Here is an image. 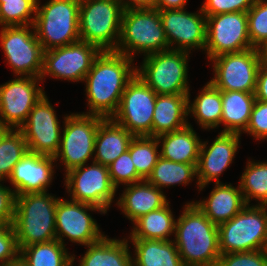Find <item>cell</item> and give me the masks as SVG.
Wrapping results in <instances>:
<instances>
[{"label":"cell","instance_id":"obj_1","mask_svg":"<svg viewBox=\"0 0 267 266\" xmlns=\"http://www.w3.org/2000/svg\"><path fill=\"white\" fill-rule=\"evenodd\" d=\"M133 61L115 51L100 52L84 79L89 111L82 114L105 119L116 114L127 84L136 75Z\"/></svg>","mask_w":267,"mask_h":266},{"label":"cell","instance_id":"obj_2","mask_svg":"<svg viewBox=\"0 0 267 266\" xmlns=\"http://www.w3.org/2000/svg\"><path fill=\"white\" fill-rule=\"evenodd\" d=\"M174 243L184 266H216L220 257L218 226L193 202L175 223Z\"/></svg>","mask_w":267,"mask_h":266},{"label":"cell","instance_id":"obj_3","mask_svg":"<svg viewBox=\"0 0 267 266\" xmlns=\"http://www.w3.org/2000/svg\"><path fill=\"white\" fill-rule=\"evenodd\" d=\"M58 199L47 192L16 196L13 227L19 251L25 246L57 239L55 213Z\"/></svg>","mask_w":267,"mask_h":266},{"label":"cell","instance_id":"obj_4","mask_svg":"<svg viewBox=\"0 0 267 266\" xmlns=\"http://www.w3.org/2000/svg\"><path fill=\"white\" fill-rule=\"evenodd\" d=\"M169 50L159 10H123L120 38L115 52L135 59ZM135 55V56H134Z\"/></svg>","mask_w":267,"mask_h":266},{"label":"cell","instance_id":"obj_5","mask_svg":"<svg viewBox=\"0 0 267 266\" xmlns=\"http://www.w3.org/2000/svg\"><path fill=\"white\" fill-rule=\"evenodd\" d=\"M37 0L34 30L43 50L69 45L80 40V0Z\"/></svg>","mask_w":267,"mask_h":266},{"label":"cell","instance_id":"obj_6","mask_svg":"<svg viewBox=\"0 0 267 266\" xmlns=\"http://www.w3.org/2000/svg\"><path fill=\"white\" fill-rule=\"evenodd\" d=\"M123 8L119 0H80V40L102 51H115Z\"/></svg>","mask_w":267,"mask_h":266},{"label":"cell","instance_id":"obj_7","mask_svg":"<svg viewBox=\"0 0 267 266\" xmlns=\"http://www.w3.org/2000/svg\"><path fill=\"white\" fill-rule=\"evenodd\" d=\"M220 254L267 249V206L246 205L218 225Z\"/></svg>","mask_w":267,"mask_h":266},{"label":"cell","instance_id":"obj_8","mask_svg":"<svg viewBox=\"0 0 267 266\" xmlns=\"http://www.w3.org/2000/svg\"><path fill=\"white\" fill-rule=\"evenodd\" d=\"M186 51L166 50L144 56L136 74L156 94H189L188 60Z\"/></svg>","mask_w":267,"mask_h":266},{"label":"cell","instance_id":"obj_9","mask_svg":"<svg viewBox=\"0 0 267 266\" xmlns=\"http://www.w3.org/2000/svg\"><path fill=\"white\" fill-rule=\"evenodd\" d=\"M63 118V134L54 159L62 162L67 173L93 159L98 127L105 118L81 113H71Z\"/></svg>","mask_w":267,"mask_h":266},{"label":"cell","instance_id":"obj_10","mask_svg":"<svg viewBox=\"0 0 267 266\" xmlns=\"http://www.w3.org/2000/svg\"><path fill=\"white\" fill-rule=\"evenodd\" d=\"M0 46L15 76L40 78L44 50L33 25L1 27Z\"/></svg>","mask_w":267,"mask_h":266},{"label":"cell","instance_id":"obj_11","mask_svg":"<svg viewBox=\"0 0 267 266\" xmlns=\"http://www.w3.org/2000/svg\"><path fill=\"white\" fill-rule=\"evenodd\" d=\"M262 58V50L257 48L218 55L210 59L214 70L210 82L221 91L255 93Z\"/></svg>","mask_w":267,"mask_h":266},{"label":"cell","instance_id":"obj_12","mask_svg":"<svg viewBox=\"0 0 267 266\" xmlns=\"http://www.w3.org/2000/svg\"><path fill=\"white\" fill-rule=\"evenodd\" d=\"M64 179L70 200L96 206L107 213L117 191L107 166L92 160L91 165L69 170Z\"/></svg>","mask_w":267,"mask_h":266},{"label":"cell","instance_id":"obj_13","mask_svg":"<svg viewBox=\"0 0 267 266\" xmlns=\"http://www.w3.org/2000/svg\"><path fill=\"white\" fill-rule=\"evenodd\" d=\"M157 94L137 74L127 84L112 119L134 137H152V121Z\"/></svg>","mask_w":267,"mask_h":266},{"label":"cell","instance_id":"obj_14","mask_svg":"<svg viewBox=\"0 0 267 266\" xmlns=\"http://www.w3.org/2000/svg\"><path fill=\"white\" fill-rule=\"evenodd\" d=\"M88 211L106 214L96 206L59 198L55 213L57 240L64 246H66L64 237L72 243L87 246L102 239L105 234L101 232L97 221Z\"/></svg>","mask_w":267,"mask_h":266},{"label":"cell","instance_id":"obj_15","mask_svg":"<svg viewBox=\"0 0 267 266\" xmlns=\"http://www.w3.org/2000/svg\"><path fill=\"white\" fill-rule=\"evenodd\" d=\"M100 50L85 41L44 51L41 81L46 76L72 82H84Z\"/></svg>","mask_w":267,"mask_h":266},{"label":"cell","instance_id":"obj_16","mask_svg":"<svg viewBox=\"0 0 267 266\" xmlns=\"http://www.w3.org/2000/svg\"><path fill=\"white\" fill-rule=\"evenodd\" d=\"M253 48L249 39L247 12L223 13L206 17L208 60Z\"/></svg>","mask_w":267,"mask_h":266},{"label":"cell","instance_id":"obj_17","mask_svg":"<svg viewBox=\"0 0 267 266\" xmlns=\"http://www.w3.org/2000/svg\"><path fill=\"white\" fill-rule=\"evenodd\" d=\"M40 78L18 76L0 85V122L19 129L37 102L45 95Z\"/></svg>","mask_w":267,"mask_h":266},{"label":"cell","instance_id":"obj_18","mask_svg":"<svg viewBox=\"0 0 267 266\" xmlns=\"http://www.w3.org/2000/svg\"><path fill=\"white\" fill-rule=\"evenodd\" d=\"M55 112L46 94L30 111L26 122L19 128L29 152L51 157L58 152L62 127Z\"/></svg>","mask_w":267,"mask_h":266},{"label":"cell","instance_id":"obj_19","mask_svg":"<svg viewBox=\"0 0 267 266\" xmlns=\"http://www.w3.org/2000/svg\"><path fill=\"white\" fill-rule=\"evenodd\" d=\"M169 49L192 53V49L205 50L206 16L186 9L159 10ZM175 46V47H174Z\"/></svg>","mask_w":267,"mask_h":266},{"label":"cell","instance_id":"obj_20","mask_svg":"<svg viewBox=\"0 0 267 266\" xmlns=\"http://www.w3.org/2000/svg\"><path fill=\"white\" fill-rule=\"evenodd\" d=\"M241 134L220 132L212 141H202L197 164L196 185L202 191L213 180L221 183L220 175L230 166L240 145ZM209 144V146H207Z\"/></svg>","mask_w":267,"mask_h":266},{"label":"cell","instance_id":"obj_21","mask_svg":"<svg viewBox=\"0 0 267 266\" xmlns=\"http://www.w3.org/2000/svg\"><path fill=\"white\" fill-rule=\"evenodd\" d=\"M56 160L51 156H43L27 152L14 166L8 182L13 185L17 195L35 192H47L54 179Z\"/></svg>","mask_w":267,"mask_h":266},{"label":"cell","instance_id":"obj_22","mask_svg":"<svg viewBox=\"0 0 267 266\" xmlns=\"http://www.w3.org/2000/svg\"><path fill=\"white\" fill-rule=\"evenodd\" d=\"M209 197L202 201H192L215 225L229 221L237 215L245 206L240 186H232L227 183H215Z\"/></svg>","mask_w":267,"mask_h":266},{"label":"cell","instance_id":"obj_23","mask_svg":"<svg viewBox=\"0 0 267 266\" xmlns=\"http://www.w3.org/2000/svg\"><path fill=\"white\" fill-rule=\"evenodd\" d=\"M169 201L162 190L142 180L126 185L116 205L132 223L142 215L160 209Z\"/></svg>","mask_w":267,"mask_h":266},{"label":"cell","instance_id":"obj_24","mask_svg":"<svg viewBox=\"0 0 267 266\" xmlns=\"http://www.w3.org/2000/svg\"><path fill=\"white\" fill-rule=\"evenodd\" d=\"M189 94H157L152 121V137L177 131L188 125Z\"/></svg>","mask_w":267,"mask_h":266},{"label":"cell","instance_id":"obj_25","mask_svg":"<svg viewBox=\"0 0 267 266\" xmlns=\"http://www.w3.org/2000/svg\"><path fill=\"white\" fill-rule=\"evenodd\" d=\"M201 140L192 125L188 123L182 129L157 137L161 147L160 157L177 163L193 164L197 167Z\"/></svg>","mask_w":267,"mask_h":266},{"label":"cell","instance_id":"obj_26","mask_svg":"<svg viewBox=\"0 0 267 266\" xmlns=\"http://www.w3.org/2000/svg\"><path fill=\"white\" fill-rule=\"evenodd\" d=\"M133 138L130 132L112 118L104 119L96 134L93 161L108 167L128 150Z\"/></svg>","mask_w":267,"mask_h":266},{"label":"cell","instance_id":"obj_27","mask_svg":"<svg viewBox=\"0 0 267 266\" xmlns=\"http://www.w3.org/2000/svg\"><path fill=\"white\" fill-rule=\"evenodd\" d=\"M128 239H111L105 235L99 241L89 244L78 266H133V257Z\"/></svg>","mask_w":267,"mask_h":266},{"label":"cell","instance_id":"obj_28","mask_svg":"<svg viewBox=\"0 0 267 266\" xmlns=\"http://www.w3.org/2000/svg\"><path fill=\"white\" fill-rule=\"evenodd\" d=\"M133 266H184L173 240L130 239Z\"/></svg>","mask_w":267,"mask_h":266},{"label":"cell","instance_id":"obj_29","mask_svg":"<svg viewBox=\"0 0 267 266\" xmlns=\"http://www.w3.org/2000/svg\"><path fill=\"white\" fill-rule=\"evenodd\" d=\"M221 132L242 134L249 124L251 111L256 100L255 93L221 91Z\"/></svg>","mask_w":267,"mask_h":266},{"label":"cell","instance_id":"obj_30","mask_svg":"<svg viewBox=\"0 0 267 266\" xmlns=\"http://www.w3.org/2000/svg\"><path fill=\"white\" fill-rule=\"evenodd\" d=\"M190 114L197 120V124L205 130H212L219 125L221 126V90L209 81L203 86L193 102L188 96V116H191Z\"/></svg>","mask_w":267,"mask_h":266},{"label":"cell","instance_id":"obj_31","mask_svg":"<svg viewBox=\"0 0 267 266\" xmlns=\"http://www.w3.org/2000/svg\"><path fill=\"white\" fill-rule=\"evenodd\" d=\"M169 202L160 209L142 215L133 224L127 239L172 240L169 237L175 233V217Z\"/></svg>","mask_w":267,"mask_h":266},{"label":"cell","instance_id":"obj_32","mask_svg":"<svg viewBox=\"0 0 267 266\" xmlns=\"http://www.w3.org/2000/svg\"><path fill=\"white\" fill-rule=\"evenodd\" d=\"M19 255L29 266H73L76 260L57 239L25 246Z\"/></svg>","mask_w":267,"mask_h":266},{"label":"cell","instance_id":"obj_33","mask_svg":"<svg viewBox=\"0 0 267 266\" xmlns=\"http://www.w3.org/2000/svg\"><path fill=\"white\" fill-rule=\"evenodd\" d=\"M197 178V169L193 164L177 163L160 157L147 181L163 191V188L176 184L187 185Z\"/></svg>","mask_w":267,"mask_h":266},{"label":"cell","instance_id":"obj_34","mask_svg":"<svg viewBox=\"0 0 267 266\" xmlns=\"http://www.w3.org/2000/svg\"><path fill=\"white\" fill-rule=\"evenodd\" d=\"M239 186L246 205L256 200L258 206H267V161H247Z\"/></svg>","mask_w":267,"mask_h":266},{"label":"cell","instance_id":"obj_35","mask_svg":"<svg viewBox=\"0 0 267 266\" xmlns=\"http://www.w3.org/2000/svg\"><path fill=\"white\" fill-rule=\"evenodd\" d=\"M158 148L159 144L155 137L137 136L130 141L128 147L130 157L138 175L143 180H147L160 158Z\"/></svg>","mask_w":267,"mask_h":266},{"label":"cell","instance_id":"obj_36","mask_svg":"<svg viewBox=\"0 0 267 266\" xmlns=\"http://www.w3.org/2000/svg\"><path fill=\"white\" fill-rule=\"evenodd\" d=\"M27 152L23 133L19 129H10L0 141V182L8 180L14 166Z\"/></svg>","mask_w":267,"mask_h":266},{"label":"cell","instance_id":"obj_37","mask_svg":"<svg viewBox=\"0 0 267 266\" xmlns=\"http://www.w3.org/2000/svg\"><path fill=\"white\" fill-rule=\"evenodd\" d=\"M36 9L37 0H0V25H33Z\"/></svg>","mask_w":267,"mask_h":266},{"label":"cell","instance_id":"obj_38","mask_svg":"<svg viewBox=\"0 0 267 266\" xmlns=\"http://www.w3.org/2000/svg\"><path fill=\"white\" fill-rule=\"evenodd\" d=\"M247 19L252 47L263 50L267 45V0H255L247 11Z\"/></svg>","mask_w":267,"mask_h":266},{"label":"cell","instance_id":"obj_39","mask_svg":"<svg viewBox=\"0 0 267 266\" xmlns=\"http://www.w3.org/2000/svg\"><path fill=\"white\" fill-rule=\"evenodd\" d=\"M108 169L111 183L116 189L120 184L126 186L143 180L135 169L129 150L114 160Z\"/></svg>","mask_w":267,"mask_h":266},{"label":"cell","instance_id":"obj_40","mask_svg":"<svg viewBox=\"0 0 267 266\" xmlns=\"http://www.w3.org/2000/svg\"><path fill=\"white\" fill-rule=\"evenodd\" d=\"M216 266H267V249L221 254Z\"/></svg>","mask_w":267,"mask_h":266},{"label":"cell","instance_id":"obj_41","mask_svg":"<svg viewBox=\"0 0 267 266\" xmlns=\"http://www.w3.org/2000/svg\"><path fill=\"white\" fill-rule=\"evenodd\" d=\"M255 0H205L201 6L205 16L223 13L247 12Z\"/></svg>","mask_w":267,"mask_h":266},{"label":"cell","instance_id":"obj_42","mask_svg":"<svg viewBox=\"0 0 267 266\" xmlns=\"http://www.w3.org/2000/svg\"><path fill=\"white\" fill-rule=\"evenodd\" d=\"M243 133H247L255 140L267 139V102L255 100L249 124Z\"/></svg>","mask_w":267,"mask_h":266},{"label":"cell","instance_id":"obj_43","mask_svg":"<svg viewBox=\"0 0 267 266\" xmlns=\"http://www.w3.org/2000/svg\"><path fill=\"white\" fill-rule=\"evenodd\" d=\"M19 254L13 224L0 225V266L15 260Z\"/></svg>","mask_w":267,"mask_h":266},{"label":"cell","instance_id":"obj_44","mask_svg":"<svg viewBox=\"0 0 267 266\" xmlns=\"http://www.w3.org/2000/svg\"><path fill=\"white\" fill-rule=\"evenodd\" d=\"M16 194L13 189L0 183V225L13 224Z\"/></svg>","mask_w":267,"mask_h":266},{"label":"cell","instance_id":"obj_45","mask_svg":"<svg viewBox=\"0 0 267 266\" xmlns=\"http://www.w3.org/2000/svg\"><path fill=\"white\" fill-rule=\"evenodd\" d=\"M255 98L256 100L267 102V59L264 57L257 73Z\"/></svg>","mask_w":267,"mask_h":266},{"label":"cell","instance_id":"obj_46","mask_svg":"<svg viewBox=\"0 0 267 266\" xmlns=\"http://www.w3.org/2000/svg\"><path fill=\"white\" fill-rule=\"evenodd\" d=\"M123 10L154 9L156 0H119Z\"/></svg>","mask_w":267,"mask_h":266},{"label":"cell","instance_id":"obj_47","mask_svg":"<svg viewBox=\"0 0 267 266\" xmlns=\"http://www.w3.org/2000/svg\"><path fill=\"white\" fill-rule=\"evenodd\" d=\"M187 0H156L157 10L185 9Z\"/></svg>","mask_w":267,"mask_h":266},{"label":"cell","instance_id":"obj_48","mask_svg":"<svg viewBox=\"0 0 267 266\" xmlns=\"http://www.w3.org/2000/svg\"><path fill=\"white\" fill-rule=\"evenodd\" d=\"M4 266H29L25 260L19 255L15 260L10 261Z\"/></svg>","mask_w":267,"mask_h":266},{"label":"cell","instance_id":"obj_49","mask_svg":"<svg viewBox=\"0 0 267 266\" xmlns=\"http://www.w3.org/2000/svg\"><path fill=\"white\" fill-rule=\"evenodd\" d=\"M10 130V128L0 122V141L4 135Z\"/></svg>","mask_w":267,"mask_h":266},{"label":"cell","instance_id":"obj_50","mask_svg":"<svg viewBox=\"0 0 267 266\" xmlns=\"http://www.w3.org/2000/svg\"><path fill=\"white\" fill-rule=\"evenodd\" d=\"M262 53H263V57L267 59V45L263 48Z\"/></svg>","mask_w":267,"mask_h":266}]
</instances>
